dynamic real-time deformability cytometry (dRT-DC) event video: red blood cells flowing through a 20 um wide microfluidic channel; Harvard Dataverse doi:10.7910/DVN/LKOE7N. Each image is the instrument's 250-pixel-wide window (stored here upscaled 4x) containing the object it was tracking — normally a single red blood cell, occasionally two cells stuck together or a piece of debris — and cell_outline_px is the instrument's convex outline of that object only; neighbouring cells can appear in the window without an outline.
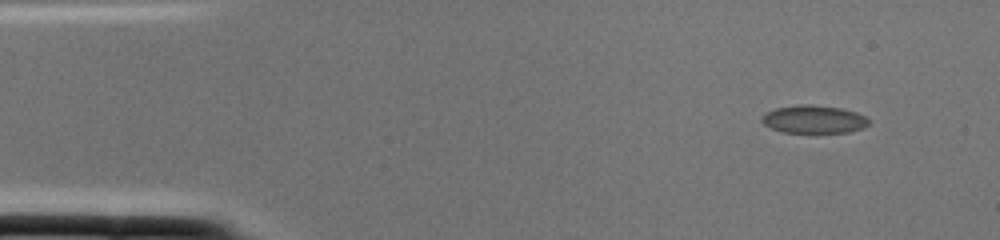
{"species": "common noctule bat (a hibernating species)", "species_latin": "Nyctalus noctula", "temperature_condition": "cold", "stored_images_in_passage": 2, "camera_frame_rate_fps": 3000, "um_per_image_px": 0.085, "animal": {"sex": "female", "body_mass_g": 22.0, "forearm_length_mm": 56.7}, "frame": {"image": 1, "passage_image": 1, "time_ms": 0.0, "image_size_px": [1000, 240], "cell_outline_px": [[868, 124], [864, 128], [848, 132], [784, 132], [772, 128], [764, 124], [760, 120], [760, 116], [776, 108], [800, 104], [808, 104], [840, 108], [856, 112], [864, 116], [868, 120]], "centroid_in_image_um": [69.16, 10.14], "position_along_channel_um": 15.8, "area_um2": 17.22}}